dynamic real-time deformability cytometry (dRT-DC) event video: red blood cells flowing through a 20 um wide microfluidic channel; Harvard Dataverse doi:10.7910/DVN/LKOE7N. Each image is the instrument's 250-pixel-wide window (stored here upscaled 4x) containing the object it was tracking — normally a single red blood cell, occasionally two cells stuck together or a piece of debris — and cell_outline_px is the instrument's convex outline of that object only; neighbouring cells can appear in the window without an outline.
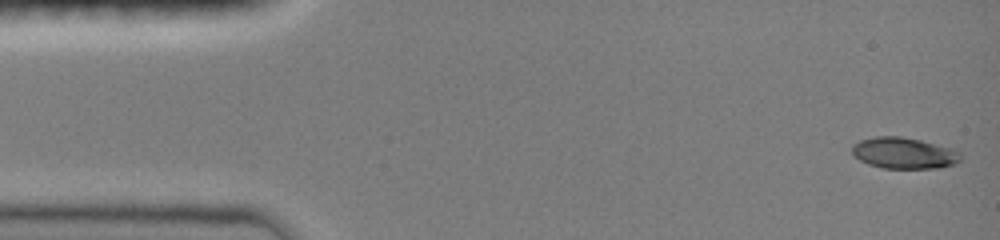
{"species": "common noctule bat (a hibernating species)", "species_latin": "Nyctalus noctula", "temperature_condition": "room temperature", "stored_images_in_passage": 45, "camera_frame_rate_fps": 3000, "um_per_image_px": 0.085, "animal": {"sex": "female", "body_mass_g": 19.0, "forearm_length_mm": 51.5}, "frame": {"image": 1, "passage_image": 1, "time_ms": 0.0, "image_size_px": [1000, 240], "cell_outline_px": [[960, 160], [952, 164], [940, 168], [884, 168], [868, 164], [852, 156], [852, 144], [860, 140], [876, 136], [900, 136], [920, 140], [952, 148], [960, 152]], "centroid_in_image_um": [76.8, 13.0], "position_along_channel_um": 8.2, "area_um2": 19.77}}
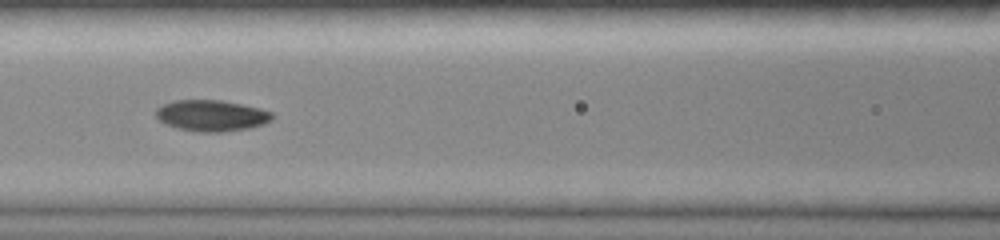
{"frame": {"image": 2, "passage_image": 25, "time_ms": 6.333, "image_size_px": [1000, 240], "cell_outline_px": [[272, 120], [264, 124], [248, 128], [224, 132], [200, 132], [180, 128], [164, 124], [156, 116], [156, 108], [172, 100], [220, 100], [260, 108], [272, 112]], "centroid_in_image_um": [17.97, 9.82], "position_along_channel_um": 148.6, "area_um2": 21.04}}
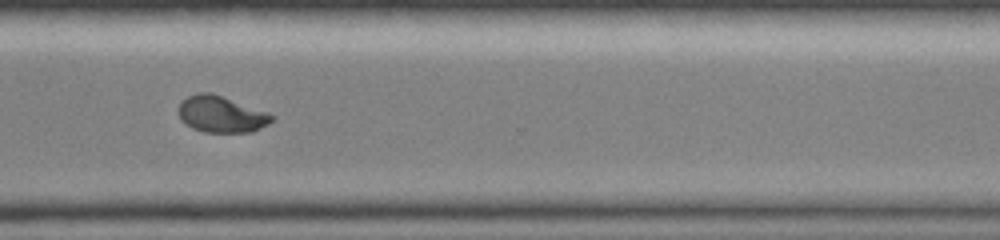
{"frame": {"image": 3, "passage_image": 44, "time_ms": 11.333, "image_size_px": [1000, 240], "cell_outline_px": [[276, 116], [268, 124], [252, 132], [204, 132], [192, 128], [184, 124], [180, 120], [176, 108], [180, 100], [188, 96], [200, 92], [212, 92], [268, 112]], "centroid_in_image_um": [18.75, 9.7], "position_along_channel_um": 351.8, "area_um2": 20.23}}